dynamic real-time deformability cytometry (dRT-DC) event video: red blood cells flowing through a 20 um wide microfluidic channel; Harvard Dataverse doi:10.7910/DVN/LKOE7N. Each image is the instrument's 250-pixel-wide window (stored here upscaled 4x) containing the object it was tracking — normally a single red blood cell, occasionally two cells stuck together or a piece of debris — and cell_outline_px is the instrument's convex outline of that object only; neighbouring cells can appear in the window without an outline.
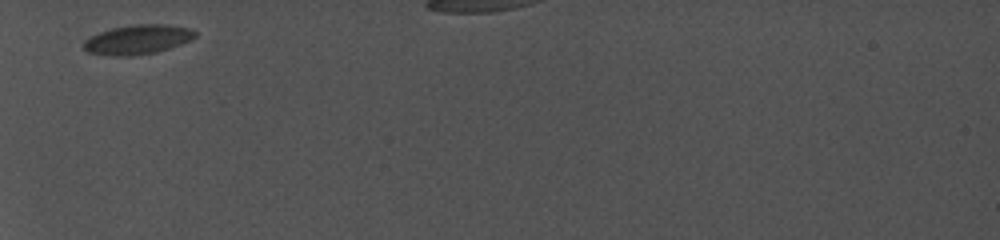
{"species": "common noctule bat (a hibernating species)", "species_latin": "Nyctalus noctula", "temperature_condition": "cold", "stored_images_in_passage": 44, "camera_frame_rate_fps": 5000, "um_per_image_px": 0.085, "animal": {"sex": "female", "body_mass_g": 19.0, "forearm_length_mm": 56.7}, "frame": {"image": 1, "passage_image": 1, "time_ms": 0.0, "image_size_px": [1000, 240], "cell_outline_px": [[196, 36], [192, 40], [168, 48], [152, 52], [120, 56], [116, 56], [88, 52], [84, 48], [84, 40], [100, 32], [112, 28], [136, 24], [168, 24], [192, 28], [196, 32]], "centroid_in_image_um": [11.74, 3.33], "position_along_channel_um": 73.3, "area_um2": 18.79}}
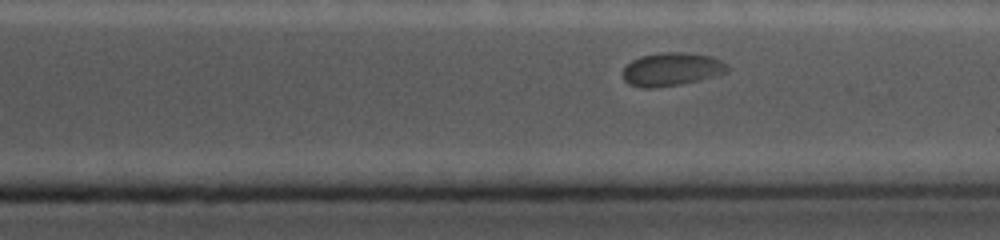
{"frame": {"image": 2, "passage_image": 33, "time_ms": 7.8, "image_size_px": [1000, 240], "cell_outline_px": [[728, 72], [680, 84], [656, 88], [640, 88], [628, 84], [624, 80], [624, 68], [632, 60], [640, 56], [660, 52], [684, 52], [712, 56], [728, 64]], "centroid_in_image_um": [57.07, 5.88], "position_along_channel_um": 354.3, "area_um2": 20.23}}
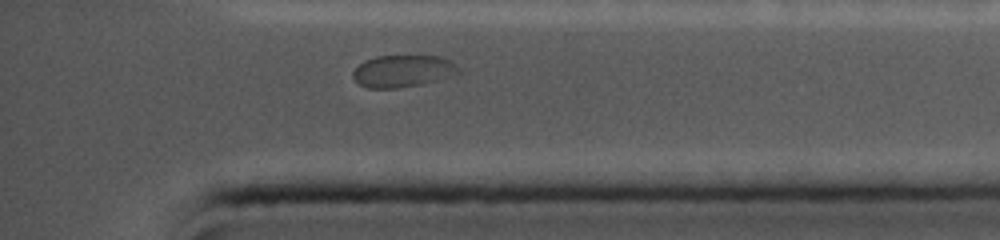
{"frame": {"image": 3, "passage_image": 39, "time_ms": 9.0, "image_size_px": [1000, 240], "cell_outline_px": [[460, 72], [456, 76], [424, 84], [396, 88], [368, 88], [360, 84], [352, 76], [352, 72], [364, 60], [376, 56], [440, 56], [452, 60], [460, 68]], "centroid_in_image_um": [34.32, 6.04], "position_along_channel_um": 400.9, "area_um2": 20.06}, "authors_computed_cell_mechanics": {"area_um2": 19.7387, "velocity_mm_per_s": 3.7961, "shape_relaxation_time_tau1_ms": 8.956, "shape_relaxation_time_tau2_ms": null, "deformation_change_tau1": 0.1014, "deformation_change_tau2": null}}